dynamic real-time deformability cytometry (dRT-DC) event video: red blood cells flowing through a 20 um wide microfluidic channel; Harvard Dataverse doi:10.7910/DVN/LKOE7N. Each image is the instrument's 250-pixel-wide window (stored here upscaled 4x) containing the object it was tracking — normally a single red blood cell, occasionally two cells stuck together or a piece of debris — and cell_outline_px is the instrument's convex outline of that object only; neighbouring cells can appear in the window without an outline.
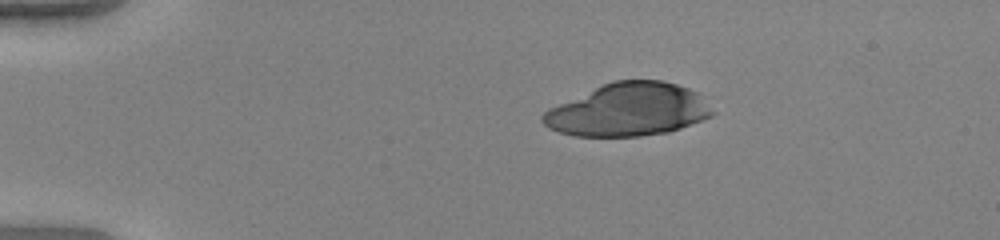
{"species": "human", "species_latin": "Homo sapiens", "temperature_condition": "warm", "stored_images_in_passage": 43, "camera_frame_rate_fps": 3000, "um_per_image_px": 0.085, "donor": {"sex": "female"}, "frame": {"image": 1, "passage_image": 1, "time_ms": 0.0, "image_size_px": [1000, 240], "cell_outline_px": [[716, 112], [712, 116], [680, 128], [668, 132], [640, 136], [576, 136], [560, 132], [548, 128], [540, 120], [540, 116], [548, 108], [612, 80], [660, 80], [676, 84], [688, 88], [696, 92]], "centroid_in_image_um": [53.38, 9.33], "position_along_channel_um": 31.6, "area_um2": 52.14}}